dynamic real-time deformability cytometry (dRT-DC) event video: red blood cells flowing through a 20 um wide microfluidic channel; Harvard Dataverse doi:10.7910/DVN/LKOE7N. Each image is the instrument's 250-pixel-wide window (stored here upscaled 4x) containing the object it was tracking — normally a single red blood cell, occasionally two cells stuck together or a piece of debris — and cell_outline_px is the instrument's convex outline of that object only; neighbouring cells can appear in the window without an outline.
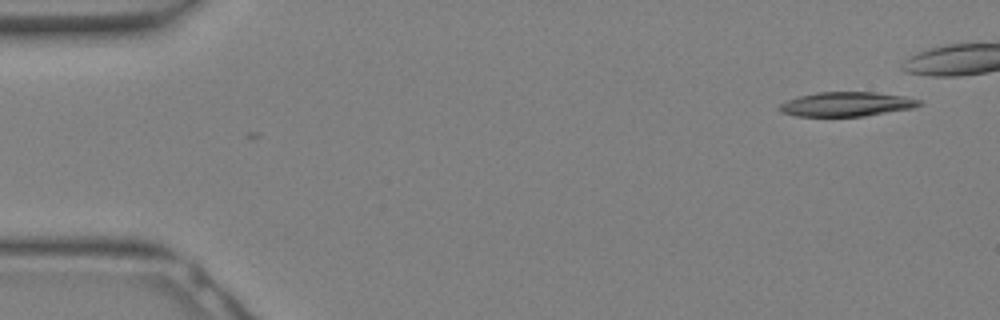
{"species": "Egyptian fruit bat (a non-hibernating species)", "species_latin": "Rousettus aegyptiacus", "temperature_condition": "warm", "stored_images_in_passage": 18, "camera_frame_rate_fps": 3000, "um_per_image_px": 0.085, "animal": {"sex": "female"}, "frame": {"image": 1, "passage_image": 1, "time_ms": 0.0, "image_size_px": [1000, 320], "cell_outline_px": [[924, 104], [912, 108], [864, 116], [796, 116], [780, 112], [776, 108], [780, 104], [788, 100], [800, 96], [816, 92], [876, 92], [904, 96], [920, 100]], "centroid_in_image_um": [71.95, 8.85], "position_along_channel_um": 13.1, "area_um2": 19.88}}
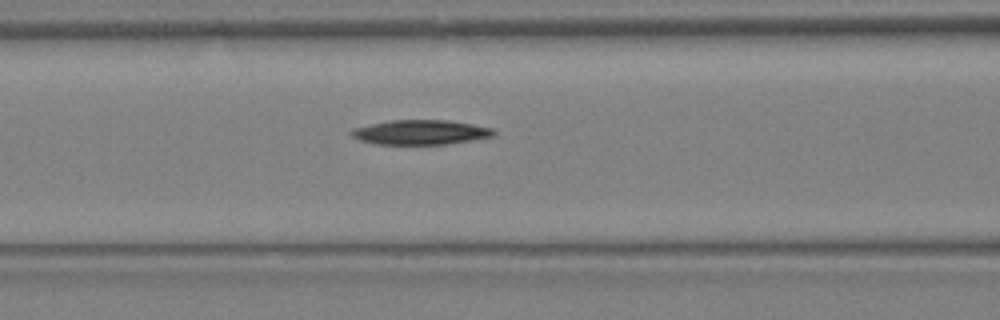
{"frame": {"image": 2, "passage_image": 12, "time_ms": 3.667, "image_size_px": [1000, 320], "cell_outline_px": [[496, 132], [492, 136], [472, 140], [448, 144], [376, 144], [360, 140], [352, 136], [348, 132], [352, 128], [388, 120], [448, 120], [472, 124], [492, 128]], "centroid_in_image_um": [35.71, 11.24], "position_along_channel_um": 130.9, "area_um2": 20.46}}
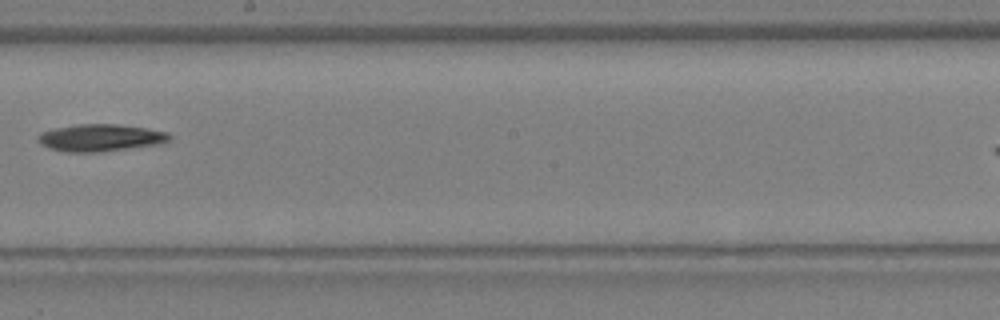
{"frame": {"image": 3, "passage_image": 17, "time_ms": 5.333, "image_size_px": [1000, 320], "cell_outline_px": [[172, 136], [168, 140], [160, 144], [100, 152], [68, 152], [52, 148], [40, 144], [36, 136], [40, 132], [52, 128], [76, 124], [116, 124], [148, 128], [168, 132]], "centroid_in_image_um": [8.53, 11.7], "position_along_channel_um": 239.7, "area_um2": 20.92}}